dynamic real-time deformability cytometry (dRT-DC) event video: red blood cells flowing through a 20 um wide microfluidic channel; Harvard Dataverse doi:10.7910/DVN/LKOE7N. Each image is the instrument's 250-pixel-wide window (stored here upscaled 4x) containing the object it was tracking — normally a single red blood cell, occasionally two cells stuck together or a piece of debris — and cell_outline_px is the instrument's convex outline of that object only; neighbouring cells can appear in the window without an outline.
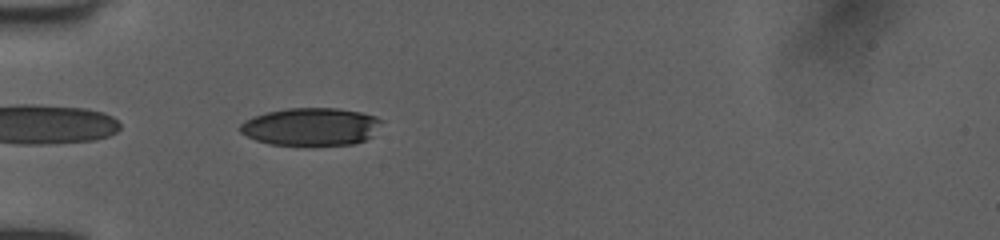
{"species": "human", "species_latin": "Homo sapiens", "temperature_condition": "room temperature", "stored_images_in_passage": 14, "camera_frame_rate_fps": 3000, "um_per_image_px": 0.085, "donor": {"sex": "female"}, "frame": {"image": 1, "passage_image": 1, "time_ms": 0.0, "image_size_px": [1000, 240], "cell_outline_px": [[384, 120], [372, 136], [364, 140], [352, 144], [268, 144], [256, 140], [240, 132], [240, 124], [244, 120], [252, 116], [268, 112], [288, 108], [336, 108], [360, 112], [376, 116]], "centroid_in_image_um": [26.43, 10.75], "position_along_channel_um": 58.6, "area_um2": 30.87}}
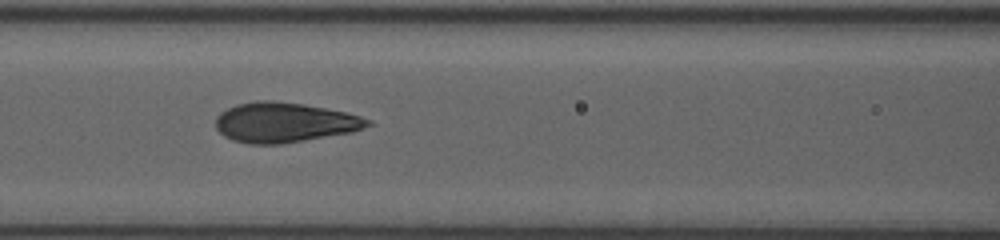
{"frame": {"image": 2, "passage_image": 8, "time_ms": 2.333, "image_size_px": [1000, 240], "cell_outline_px": [[372, 124], [352, 132], [280, 144], [248, 144], [232, 140], [224, 136], [216, 128], [216, 116], [220, 112], [236, 104], [256, 100], [272, 100], [304, 104], [344, 112], [360, 116], [372, 120]], "centroid_in_image_um": [24.14, 10.4], "position_along_channel_um": 142.5, "area_um2": 35.32}}
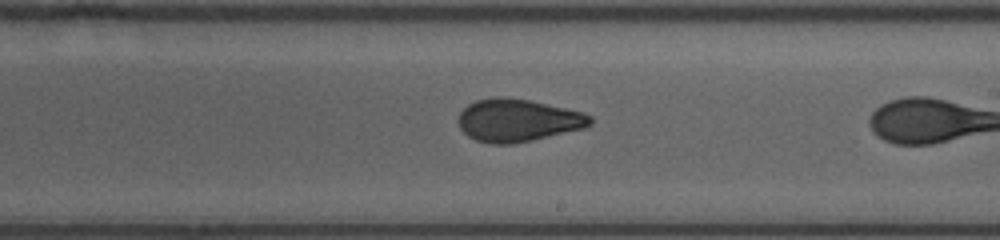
{"frame": {"image": 3, "passage_image": 13, "time_ms": 4.0, "image_size_px": [1000, 240], "cell_outline_px": [[592, 124], [584, 128], [532, 140], [512, 144], [492, 144], [476, 140], [468, 136], [460, 128], [460, 112], [468, 104], [476, 100], [496, 96], [504, 96], [532, 100], [584, 112], [592, 116]], "centroid_in_image_um": [44.04, 10.21], "position_along_channel_um": 245.0, "area_um2": 32.89}}